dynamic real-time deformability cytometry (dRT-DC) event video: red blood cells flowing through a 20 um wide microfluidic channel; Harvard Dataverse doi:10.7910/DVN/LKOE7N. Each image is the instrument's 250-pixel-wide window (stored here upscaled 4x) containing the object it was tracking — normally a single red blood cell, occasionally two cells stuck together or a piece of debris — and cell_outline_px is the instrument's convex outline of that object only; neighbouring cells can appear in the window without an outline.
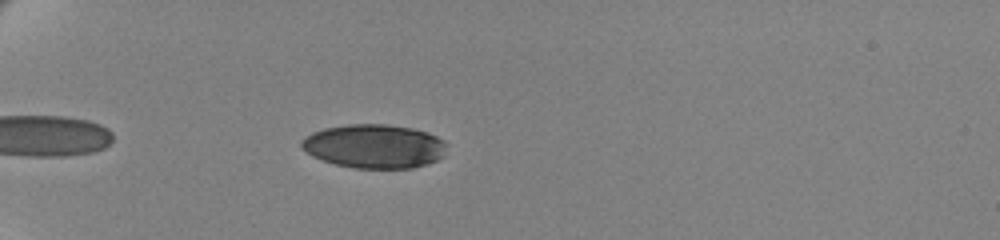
{"species": "human", "species_latin": "Homo sapiens", "temperature_condition": "cold", "stored_images_in_passage": 48, "camera_frame_rate_fps": 3000, "um_per_image_px": 0.085, "donor": {"sex": "female"}, "frame": {"image": 1, "passage_image": 7, "time_ms": 2.0, "image_size_px": [1000, 240], "cell_outline_px": [[448, 144], [444, 156], [436, 160], [412, 168], [352, 168], [336, 164], [312, 156], [300, 148], [300, 140], [304, 136], [312, 132], [324, 128], [348, 124], [384, 124], [412, 128], [428, 132], [444, 140]], "centroid_in_image_um": [31.8, 12.42], "position_along_channel_um": 53.2, "area_um2": 37.4}}
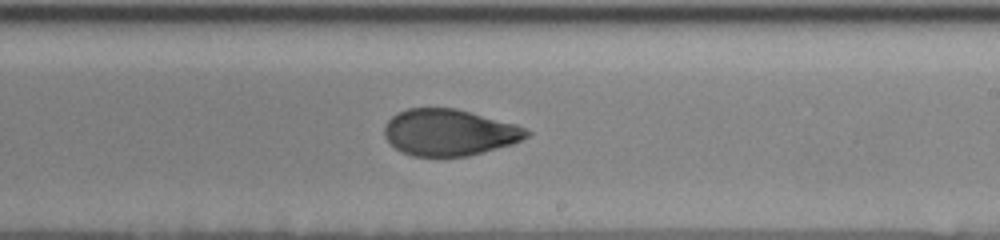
{"frame": {"image": 2, "passage_image": 27, "time_ms": 8.667, "image_size_px": [1000, 240], "cell_outline_px": [[532, 132], [528, 136], [512, 144], [468, 156], [412, 156], [396, 148], [384, 136], [384, 128], [388, 120], [392, 116], [408, 108], [456, 108], [516, 124]], "centroid_in_image_um": [38.19, 11.25], "position_along_channel_um": 250.8, "area_um2": 38.26}}
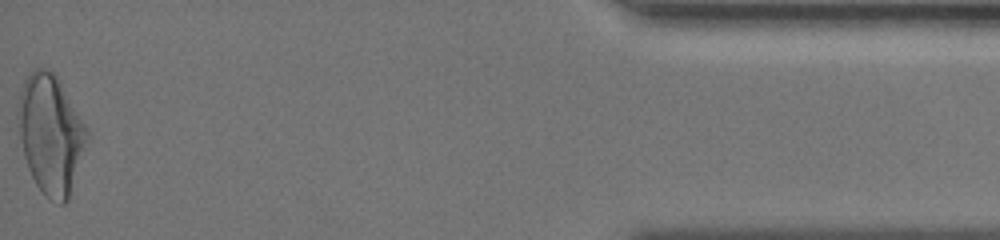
{"frame": {"image": 3, "passage_image": 48, "time_ms": 15.667, "image_size_px": [1000, 240], "cell_outline_px": [[88, 136], [68, 200], [64, 204], [60, 204], [44, 196], [36, 184], [28, 168], [24, 156], [16, 116], [16, 112], [20, 92], [24, 80], [36, 68], [44, 68], [52, 72], [56, 76], [88, 128]], "centroid_in_image_um": [4.28, 11.41], "position_along_channel_um": 430.9, "area_um2": 47.28}, "authors_computed_cell_mechanics": {"area_um2": 39.7375, "velocity_mm_per_s": 3.472, "shape_relaxation_time_tau1_ms": 5.2484, "shape_relaxation_time_tau2_ms": 1.8001, "deformation_change_tau1": 0.1571, "deformation_change_tau2": 0.0688}}